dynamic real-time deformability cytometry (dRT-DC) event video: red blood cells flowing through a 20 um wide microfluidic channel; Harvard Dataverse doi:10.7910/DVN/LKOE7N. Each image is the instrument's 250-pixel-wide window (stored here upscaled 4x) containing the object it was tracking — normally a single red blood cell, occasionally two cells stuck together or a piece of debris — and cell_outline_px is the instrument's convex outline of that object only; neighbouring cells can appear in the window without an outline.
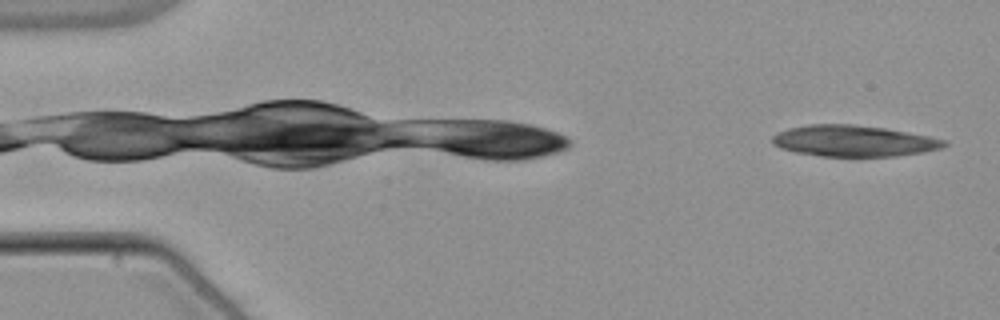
{"species": "common noctule bat (a hibernating species)", "species_latin": "Nyctalus noctula", "temperature_condition": "warm", "stored_images_in_passage": 45, "camera_frame_rate_fps": 3000, "um_per_image_px": 0.085, "animal": {"sex": "male", "body_mass_g": 21.5, "forearm_length_mm": 52.0}, "frame": {"image": 1, "passage_image": 1, "time_ms": 0.0, "image_size_px": [1000, 320], "cell_outline_px": [[948, 144], [940, 148], [920, 152], [892, 156], [820, 156], [796, 152], [780, 148], [772, 144], [772, 136], [776, 132], [788, 128], [808, 124], [856, 124], [884, 128], [928, 136], [948, 140]], "centroid_in_image_um": [72.5, 11.97], "position_along_channel_um": 12.5, "area_um2": 31.15}}
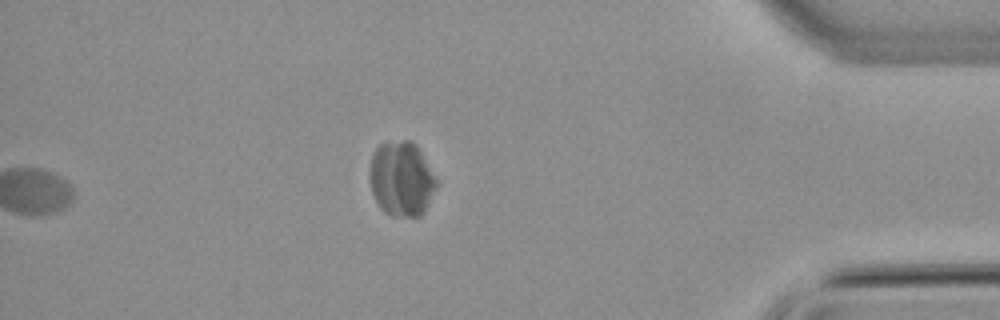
{"frame": {"image": 2, "passage_image": 45, "time_ms": 14.667, "image_size_px": [1000, 320], "cell_outline_px": [[436, 188], [424, 212], [420, 216], [392, 216], [384, 212], [380, 208], [372, 192], [368, 180], [368, 172], [372, 156], [376, 148], [380, 144], [400, 140], [412, 140], [420, 148], [436, 180]], "centroid_in_image_um": [34.1, 15.19], "position_along_channel_um": 401.1, "area_um2": 29.3}}